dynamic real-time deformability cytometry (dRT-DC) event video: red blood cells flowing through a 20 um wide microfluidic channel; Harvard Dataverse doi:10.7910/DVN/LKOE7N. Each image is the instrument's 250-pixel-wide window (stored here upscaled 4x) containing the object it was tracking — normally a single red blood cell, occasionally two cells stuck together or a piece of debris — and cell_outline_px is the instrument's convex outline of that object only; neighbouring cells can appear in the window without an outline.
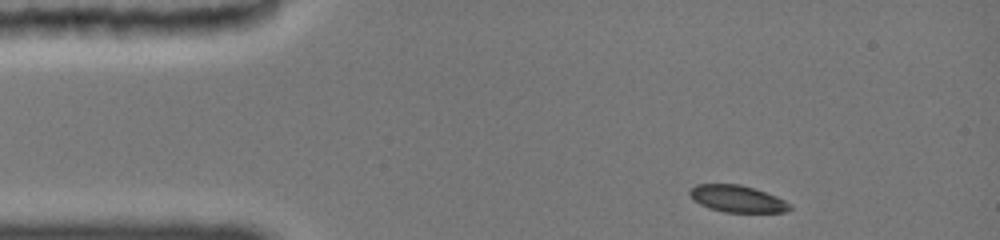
{"species": "common noctule bat (a hibernating species)", "species_latin": "Nyctalus noctula", "temperature_condition": "cold", "stored_images_in_passage": 32, "camera_frame_rate_fps": 3000, "um_per_image_px": 0.085, "animal": {"sex": "female", "body_mass_g": 19.0, "forearm_length_mm": 51.5}, "frame": {"image": 1, "passage_image": 1, "time_ms": 0.0, "image_size_px": [1000, 240], "cell_outline_px": [[792, 208], [784, 212], [724, 212], [708, 208], [692, 200], [688, 192], [696, 184], [740, 184], [776, 196], [792, 204]], "centroid_in_image_um": [62.65, 16.9], "position_along_channel_um": 22.4, "area_um2": 15.66}}
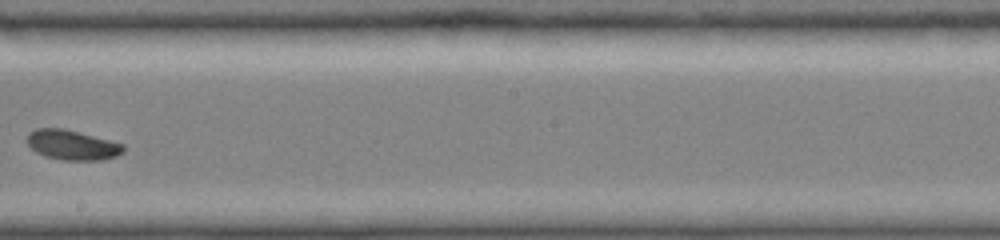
{"frame": {"image": 2, "passage_image": 18, "time_ms": 7.333, "image_size_px": [1000, 240], "cell_outline_px": [[124, 152], [116, 156], [104, 160], [64, 160], [44, 156], [36, 152], [28, 144], [28, 136], [36, 128], [60, 128], [124, 144]], "centroid_in_image_um": [6.15, 12.34], "position_along_channel_um": 242.0, "area_um2": 16.42}}
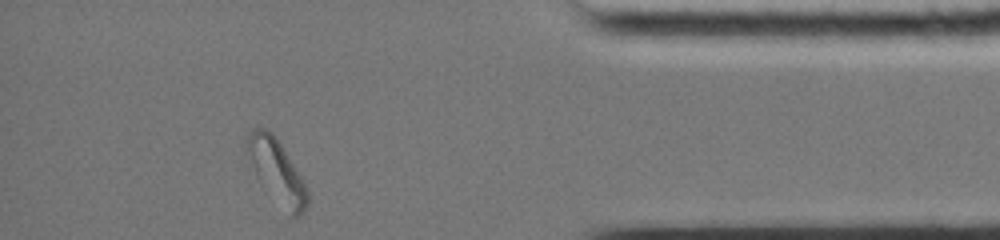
{"frame": {"image": 3, "passage_image": 32, "time_ms": 12.333, "image_size_px": [1000, 240], "cell_outline_px": [[308, 204], [300, 216], [292, 220], [260, 184], [256, 176], [244, 148], [244, 132], [252, 128], [268, 128], [276, 136], [300, 176], [308, 192]], "centroid_in_image_um": [23.45, 14.55], "position_along_channel_um": 411.7, "area_um2": 23.06}, "authors_computed_cell_mechanics": {"area_um2": 16.7042, "velocity_mm_per_s": 3.855, "shape_relaxation_time_tau1_ms": 2.9319, "shape_relaxation_time_tau2_ms": null, "deformation_change_tau1": 0.104, "deformation_change_tau2": null}}